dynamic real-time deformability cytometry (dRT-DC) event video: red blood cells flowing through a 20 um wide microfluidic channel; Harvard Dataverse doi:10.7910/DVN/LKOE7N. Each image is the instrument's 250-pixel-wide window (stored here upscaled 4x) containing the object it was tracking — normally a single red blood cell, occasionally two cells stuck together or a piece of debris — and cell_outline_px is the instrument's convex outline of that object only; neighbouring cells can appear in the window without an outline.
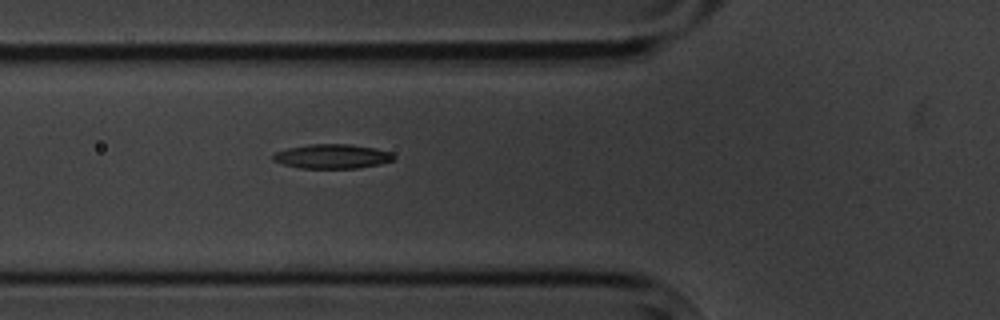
{"species": "common noctule bat (a hibernating species)", "species_latin": "Nyctalus noctula", "temperature_condition": "cold", "stored_images_in_passage": 6, "camera_frame_rate_fps": 3000, "um_per_image_px": 0.085, "animal": {"sex": "male", "body_mass_g": 20.1, "forearm_length_mm": 53.5}, "frame": {"image": 1, "passage_image": 6, "time_ms": 6.667, "image_size_px": [1000, 320], "cell_outline_px": [[396, 156], [392, 160], [380, 164], [356, 168], [300, 168], [284, 164], [272, 160], [272, 156], [276, 152], [288, 148], [308, 144], [348, 144], [376, 148], [392, 152]], "centroid_in_image_um": [28.25, 13.28], "position_along_channel_um": 97.5, "area_um2": 17.11}}